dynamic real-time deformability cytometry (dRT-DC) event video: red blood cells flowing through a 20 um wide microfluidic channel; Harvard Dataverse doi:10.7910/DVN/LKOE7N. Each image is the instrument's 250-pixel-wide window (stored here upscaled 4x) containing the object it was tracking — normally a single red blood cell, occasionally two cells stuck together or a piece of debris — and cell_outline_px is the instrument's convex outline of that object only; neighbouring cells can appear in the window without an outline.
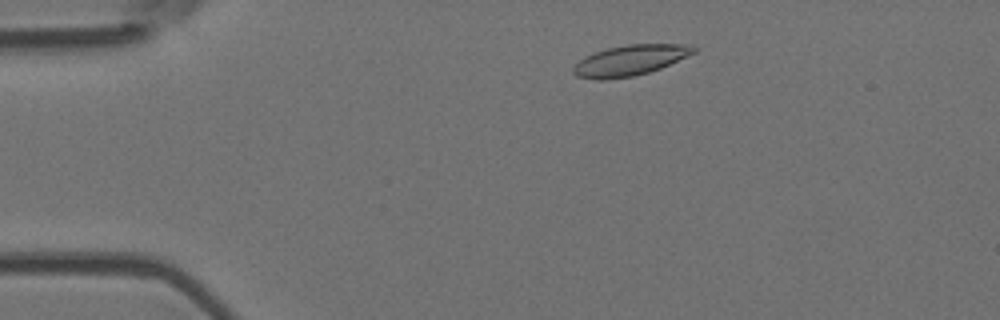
{"species": "Egyptian fruit bat (a non-hibernating species)", "species_latin": "Rousettus aegyptiacus", "temperature_condition": "room temperature", "stored_images_in_passage": 4, "camera_frame_rate_fps": 3000, "um_per_image_px": 0.085, "animal": {"sex": "female"}, "frame": {"image": 1, "passage_image": 2, "time_ms": 1.0, "image_size_px": [1000, 320], "cell_outline_px": [[696, 52], [660, 68], [648, 72], [632, 76], [600, 80], [596, 80], [576, 76], [572, 72], [572, 68], [580, 60], [596, 52], [608, 48], [628, 44], [692, 44], [696, 48]], "centroid_in_image_um": [53.56, 5.12], "position_along_channel_um": 31.4, "area_um2": 21.15}}